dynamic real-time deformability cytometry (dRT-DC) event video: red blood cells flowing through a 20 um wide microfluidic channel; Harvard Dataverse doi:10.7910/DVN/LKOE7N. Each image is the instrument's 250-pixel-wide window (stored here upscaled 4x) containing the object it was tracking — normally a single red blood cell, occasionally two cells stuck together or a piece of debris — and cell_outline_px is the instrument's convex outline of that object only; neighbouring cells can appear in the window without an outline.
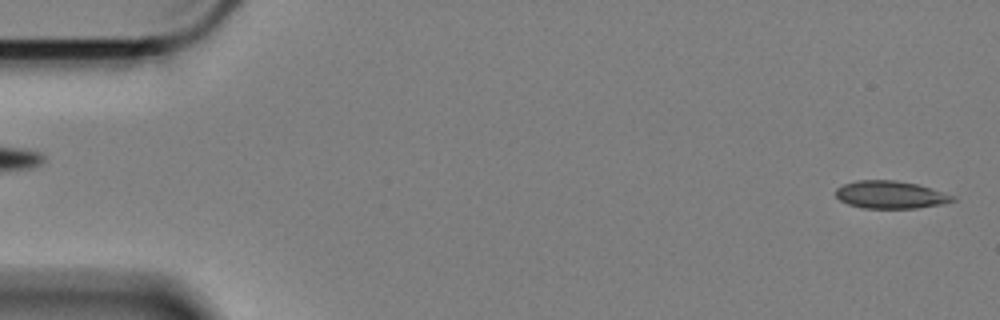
{"species": "Egyptian fruit bat (a non-hibernating species)", "species_latin": "Rousettus aegyptiacus", "temperature_condition": "cold", "stored_images_in_passage": 54, "camera_frame_rate_fps": 3000, "um_per_image_px": 0.085, "animal": {"sex": "female"}, "frame": {"image": 1, "passage_image": 1, "time_ms": 0.0, "image_size_px": [1000, 320], "cell_outline_px": [[956, 200], [944, 204], [916, 208], [860, 208], [848, 204], [840, 200], [836, 196], [836, 188], [844, 184], [856, 180], [892, 180], [916, 184], [956, 196]], "centroid_in_image_um": [75.69, 16.56], "position_along_channel_um": 9.3, "area_um2": 18.79}}
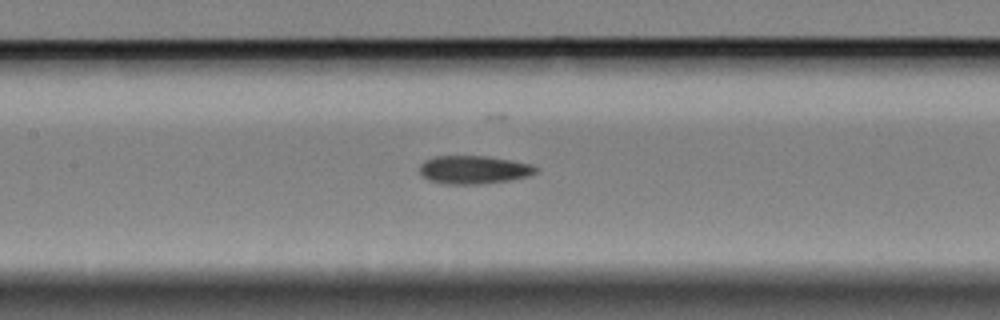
{"frame": {"image": 2, "passage_image": 26, "time_ms": 8.333, "image_size_px": [1000, 320], "cell_outline_px": [[536, 172], [528, 176], [512, 180], [480, 184], [440, 184], [428, 180], [420, 172], [420, 164], [424, 160], [436, 156], [484, 156], [512, 160], [532, 164], [536, 168]], "centroid_in_image_um": [40.25, 14.43], "position_along_channel_um": 167.1, "area_um2": 19.19}}
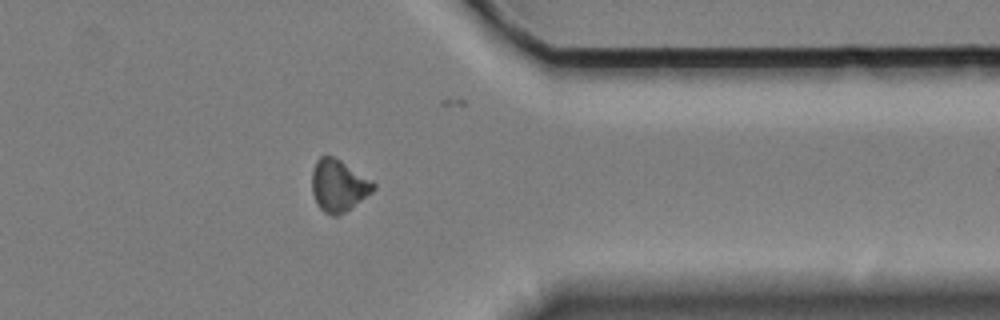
{"frame": {"image": 3, "passage_image": 46, "time_ms": 15.0, "image_size_px": [1000, 320], "cell_outline_px": [[376, 188], [372, 192], [340, 216], [332, 216], [324, 212], [316, 204], [312, 192], [312, 168], [316, 160], [320, 156], [332, 156], [340, 160], [372, 180], [376, 184]], "centroid_in_image_um": [28.76, 15.79], "position_along_channel_um": 382.6, "area_um2": 18.73}}